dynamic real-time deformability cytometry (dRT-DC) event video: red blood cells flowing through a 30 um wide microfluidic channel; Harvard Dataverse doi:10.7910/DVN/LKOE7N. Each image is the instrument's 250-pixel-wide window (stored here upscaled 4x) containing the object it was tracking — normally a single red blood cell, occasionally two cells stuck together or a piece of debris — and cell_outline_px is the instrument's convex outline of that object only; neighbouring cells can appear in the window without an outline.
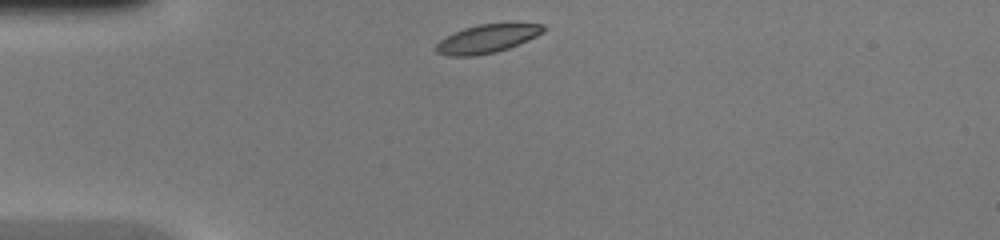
{"species": "common noctule bat (a hibernating species)", "species_latin": "Nyctalus noctula", "temperature_condition": "warm", "stored_images_in_passage": 35, "camera_frame_rate_fps": 3000, "um_per_image_px": 0.085, "animal": {"sex": "female", "body_mass_g": 20.0, "forearm_length_mm": 54.0}, "frame": {"image": 1, "passage_image": 1, "time_ms": 0.0, "image_size_px": [1000, 240], "cell_outline_px": [[548, 28], [544, 32], [528, 40], [508, 48], [496, 52], [476, 56], [448, 56], [436, 52], [432, 48], [440, 40], [464, 28], [476, 24], [544, 24]], "centroid_in_image_um": [41.39, 3.3], "position_along_channel_um": 43.6, "area_um2": 17.74}}
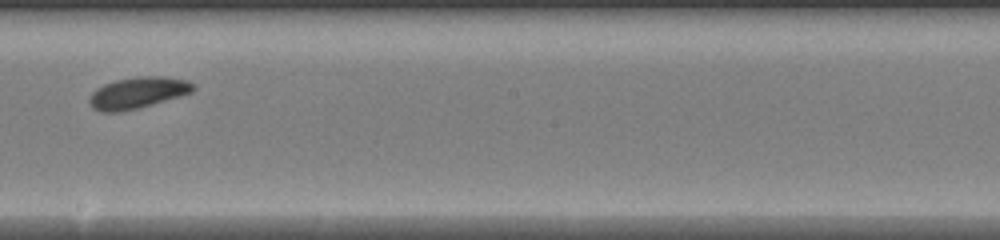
{"frame": {"image": 2, "passage_image": 16, "time_ms": 5.0, "image_size_px": [1000, 240], "cell_outline_px": [[196, 88], [192, 92], [180, 96], [152, 104], [120, 112], [100, 112], [92, 108], [88, 104], [88, 100], [92, 92], [96, 88], [104, 84], [116, 80], [140, 76], [160, 76], [188, 80]], "centroid_in_image_um": [11.67, 7.89], "position_along_channel_um": 236.5, "area_um2": 18.96}}
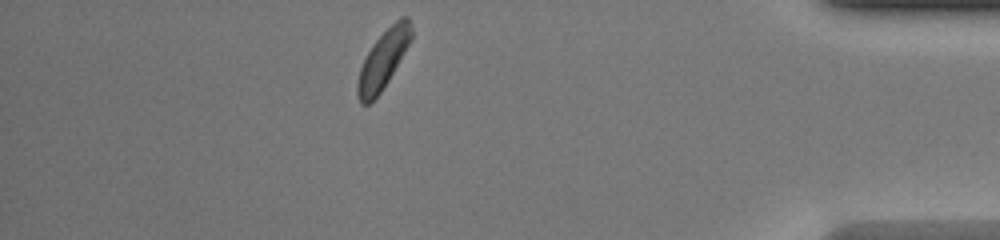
{"frame": {"image": 3, "passage_image": 30, "time_ms": 9.667, "image_size_px": [1000, 240], "cell_outline_px": [[412, 36], [408, 44], [388, 80], [380, 92], [368, 104], [360, 104], [356, 92], [356, 84], [360, 68], [372, 44], [400, 16], [408, 16], [412, 28]], "centroid_in_image_um": [32.54, 5.06], "position_along_channel_um": 402.7, "area_um2": 17.74}}